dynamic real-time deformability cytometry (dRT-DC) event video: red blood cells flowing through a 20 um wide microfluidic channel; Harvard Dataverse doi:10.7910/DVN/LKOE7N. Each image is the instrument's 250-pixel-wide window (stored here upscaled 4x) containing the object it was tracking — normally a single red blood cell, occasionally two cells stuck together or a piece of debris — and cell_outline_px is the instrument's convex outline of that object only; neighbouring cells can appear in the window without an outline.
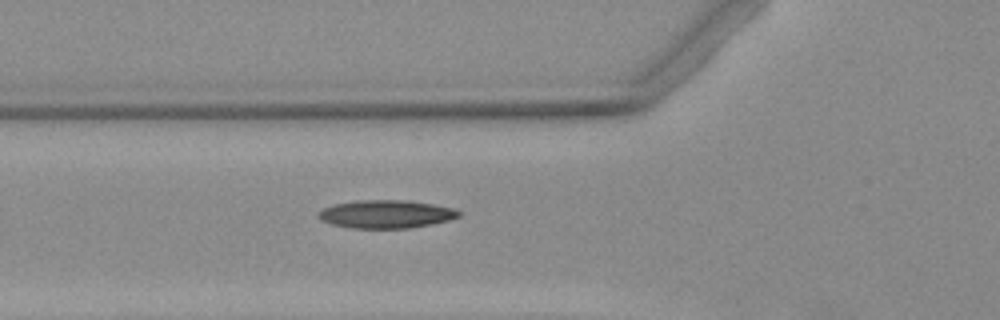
{"species": "Egyptian fruit bat (a non-hibernating species)", "species_latin": "Rousettus aegyptiacus", "temperature_condition": "warm", "stored_images_in_passage": 3, "camera_frame_rate_fps": 3000, "um_per_image_px": 0.085, "animal": {"sex": "female"}, "frame": {"image": 1, "passage_image": 3, "time_ms": 6.0, "image_size_px": [1000, 320], "cell_outline_px": [[460, 216], [448, 220], [432, 224], [408, 228], [352, 228], [332, 224], [320, 220], [320, 212], [324, 208], [332, 204], [356, 200], [404, 200], [432, 204], [452, 208], [460, 212]], "centroid_in_image_um": [32.8, 18.2], "position_along_channel_um": 93.0, "area_um2": 22.77}}